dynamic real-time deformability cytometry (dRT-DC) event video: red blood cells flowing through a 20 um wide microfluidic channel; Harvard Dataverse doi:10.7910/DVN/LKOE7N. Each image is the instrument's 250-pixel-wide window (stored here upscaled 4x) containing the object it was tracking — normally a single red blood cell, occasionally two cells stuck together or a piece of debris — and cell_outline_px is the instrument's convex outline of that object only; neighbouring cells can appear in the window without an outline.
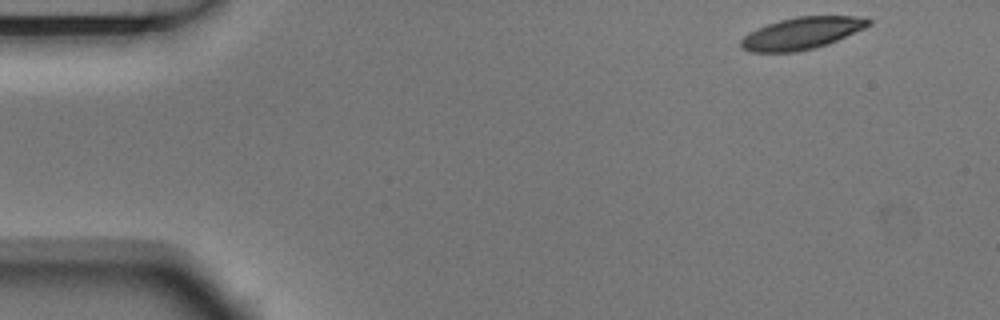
{"species": "Egyptian fruit bat (a non-hibernating species)", "species_latin": "Rousettus aegyptiacus", "temperature_condition": "room temperature", "stored_images_in_passage": 4, "segment_of_instrument_passage": [1, 2], "camera_frame_rate_fps": 3000, "um_per_image_px": 0.085, "animal": {"sex": "male"}, "frame": {"image": 1, "passage_image": 1, "time_ms": 0.0, "image_size_px": [1000, 320], "cell_outline_px": [[872, 24], [864, 28], [828, 44], [796, 52], [748, 52], [740, 48], [740, 40], [744, 36], [768, 24], [780, 20], [796, 16], [856, 16], [872, 20]], "centroid_in_image_um": [68.14, 2.83], "position_along_channel_um": 16.9, "area_um2": 23.58}}